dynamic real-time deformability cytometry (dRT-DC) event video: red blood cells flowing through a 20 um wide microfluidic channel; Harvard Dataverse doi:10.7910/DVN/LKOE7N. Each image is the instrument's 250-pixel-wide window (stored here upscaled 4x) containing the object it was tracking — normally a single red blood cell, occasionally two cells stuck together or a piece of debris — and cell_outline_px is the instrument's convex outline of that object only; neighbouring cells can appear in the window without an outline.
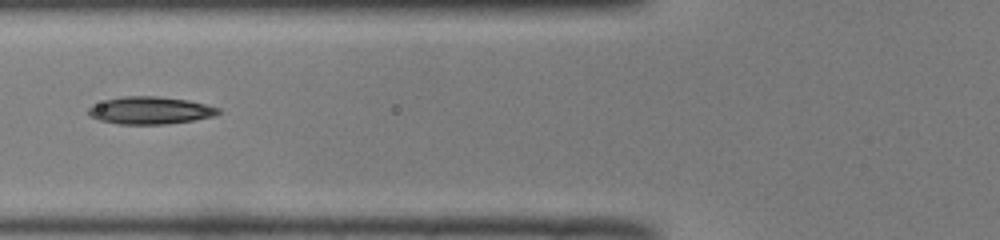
{"species": "common noctule bat (a hibernating species)", "species_latin": "Nyctalus noctula", "temperature_condition": "room temperature", "stored_images_in_passage": 7, "camera_frame_rate_fps": 3000, "um_per_image_px": 0.085, "animal": {"sex": "male", "body_mass_g": 19.0, "forearm_length_mm": 50.8}, "frame": {"image": 1, "passage_image": 5, "time_ms": 1.333, "image_size_px": [1000, 240], "cell_outline_px": [[220, 112], [212, 116], [196, 120], [168, 124], [120, 124], [100, 120], [92, 116], [88, 112], [88, 108], [104, 100], [124, 96], [156, 96], [188, 100], [208, 104], [220, 108]], "centroid_in_image_um": [12.82, 9.38], "position_along_channel_um": 113.0, "area_um2": 20.69}}